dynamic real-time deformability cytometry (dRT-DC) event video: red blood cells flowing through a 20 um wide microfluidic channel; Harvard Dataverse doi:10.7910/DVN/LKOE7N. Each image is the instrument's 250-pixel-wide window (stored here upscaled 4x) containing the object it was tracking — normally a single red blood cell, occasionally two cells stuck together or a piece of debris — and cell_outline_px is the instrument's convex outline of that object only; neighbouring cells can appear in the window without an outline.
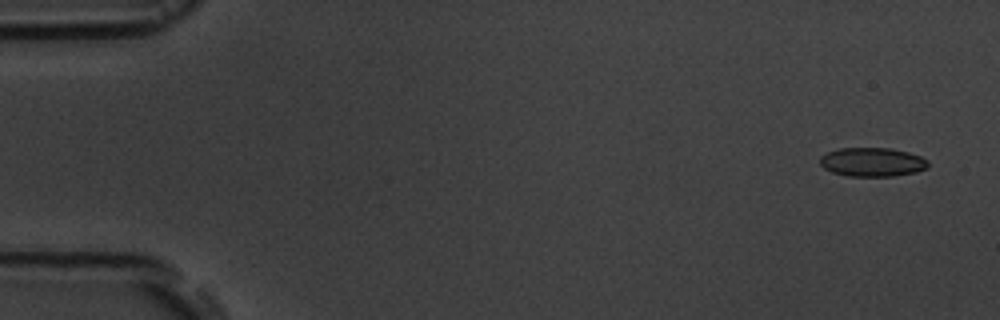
{"species": "common noctule bat (a hibernating species)", "species_latin": "Nyctalus noctula", "temperature_condition": "room temperature", "stored_images_in_passage": 5, "camera_frame_rate_fps": 3000, "um_per_image_px": 0.085, "animal": {"sex": "male", "body_mass_g": 19.5, "forearm_length_mm": 54.6}, "frame": {"image": 1, "passage_image": 1, "time_ms": 0.0, "image_size_px": [1000, 320], "cell_outline_px": [[928, 168], [916, 172], [892, 176], [848, 176], [832, 172], [824, 168], [820, 164], [820, 156], [828, 152], [840, 148], [892, 148], [908, 152], [920, 156], [928, 160]], "centroid_in_image_um": [74.15, 13.77], "position_along_channel_um": 10.8, "area_um2": 18.26}}
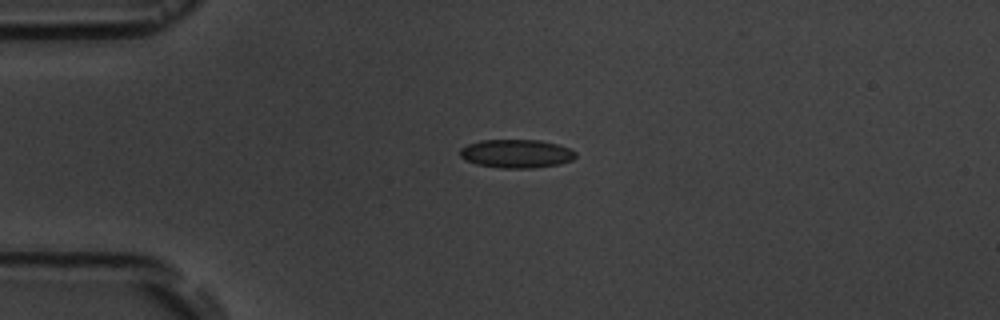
{"frame": {"image": 2, "passage_image": 3, "time_ms": 3.667, "image_size_px": [1000, 320], "cell_outline_px": [[576, 156], [572, 160], [560, 164], [532, 168], [500, 168], [476, 164], [464, 160], [460, 156], [460, 148], [468, 144], [480, 140], [540, 140], [556, 144], [568, 148], [576, 152]], "centroid_in_image_um": [43.87, 13.06], "position_along_channel_um": 41.1, "area_um2": 19.25}}
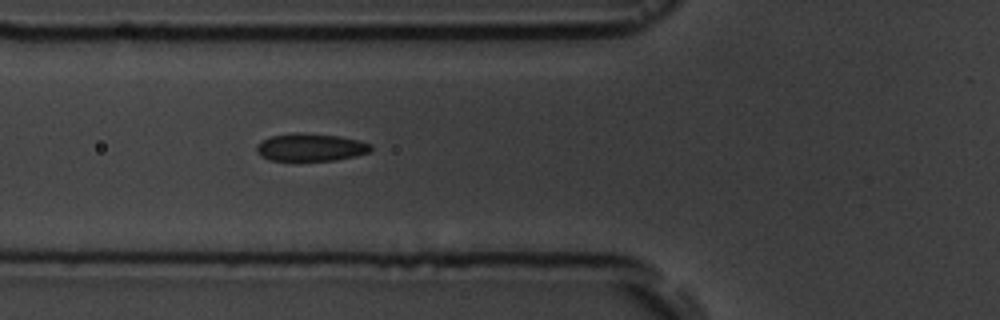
{"frame": {"image": 3, "passage_image": 5, "time_ms": 6.0, "image_size_px": [1000, 320], "cell_outline_px": [[372, 148], [368, 152], [356, 156], [336, 160], [268, 160], [260, 156], [256, 152], [256, 148], [264, 140], [272, 136], [292, 132], [304, 132], [340, 136], [372, 144]], "centroid_in_image_um": [26.4, 12.51], "position_along_channel_um": 99.4, "area_um2": 18.38}}